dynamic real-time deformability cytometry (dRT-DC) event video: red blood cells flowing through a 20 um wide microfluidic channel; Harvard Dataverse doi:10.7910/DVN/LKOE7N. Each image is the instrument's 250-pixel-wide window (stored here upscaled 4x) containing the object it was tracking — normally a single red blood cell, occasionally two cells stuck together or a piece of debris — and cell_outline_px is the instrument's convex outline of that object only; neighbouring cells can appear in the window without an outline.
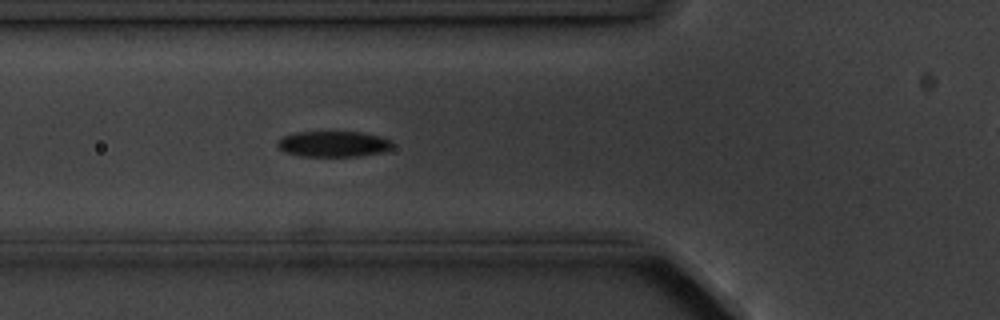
{"species": "common noctule bat (a hibernating species)", "species_latin": "Nyctalus noctula", "temperature_condition": "cold", "stored_images_in_passage": 5, "camera_frame_rate_fps": 3000, "um_per_image_px": 0.085, "animal": {"sex": "male", "body_mass_g": 20.1, "forearm_length_mm": 53.5}, "frame": {"image": 1, "passage_image": 4, "time_ms": 4.0, "image_size_px": [1000, 320], "cell_outline_px": [[392, 148], [384, 152], [360, 156], [300, 156], [284, 152], [276, 144], [276, 140], [284, 136], [296, 132], [360, 132], [380, 136], [392, 140]], "centroid_in_image_um": [28.34, 12.24], "position_along_channel_um": 97.5, "area_um2": 17.4}}